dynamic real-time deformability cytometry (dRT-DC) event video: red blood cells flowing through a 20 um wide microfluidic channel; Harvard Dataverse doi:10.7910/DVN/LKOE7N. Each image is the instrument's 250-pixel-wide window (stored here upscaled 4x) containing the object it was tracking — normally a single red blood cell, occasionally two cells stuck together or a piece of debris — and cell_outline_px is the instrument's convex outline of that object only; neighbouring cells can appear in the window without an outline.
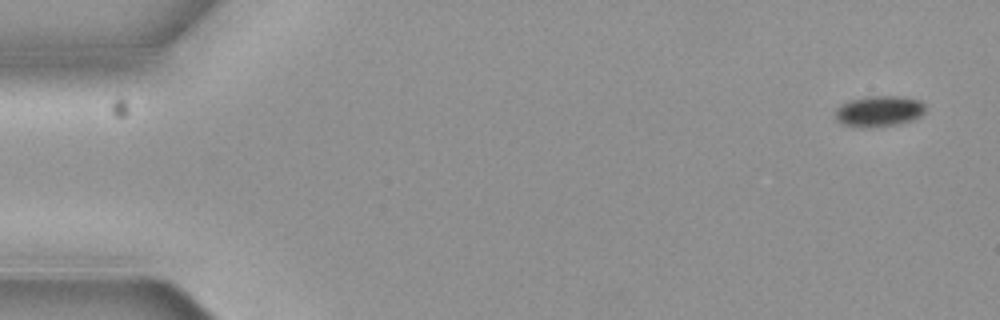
{"species": "common noctule bat (a hibernating species)", "species_latin": "Nyctalus noctula", "temperature_condition": "cold", "stored_images_in_passage": 5, "camera_frame_rate_fps": 3000, "um_per_image_px": 0.085, "animal": {"sex": "female", "body_mass_g": 19.3, "forearm_length_mm": 54.1}, "frame": {"image": 1, "passage_image": 1, "time_ms": 0.0, "image_size_px": [1000, 320], "cell_outline_px": [[924, 112], [920, 116], [912, 120], [872, 128], [860, 128], [840, 124], [836, 120], [836, 108], [840, 104], [848, 100], [868, 96], [900, 96], [920, 100], [924, 104]], "centroid_in_image_um": [74.66, 9.45], "position_along_channel_um": 10.3, "area_um2": 16.36}}
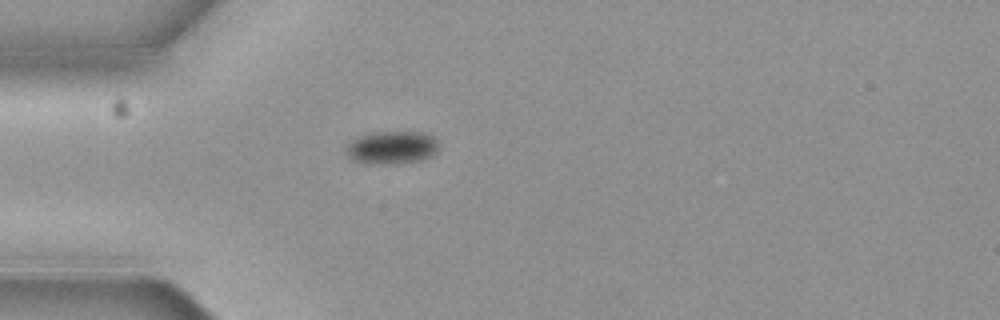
{"frame": {"image": 2, "passage_image": 4, "time_ms": 1.0, "image_size_px": [1000, 320], "cell_outline_px": [[436, 148], [428, 156], [420, 160], [396, 164], [364, 164], [352, 160], [344, 152], [344, 148], [356, 136], [372, 132], [424, 132], [432, 136], [436, 140]], "centroid_in_image_um": [33.18, 12.54], "position_along_channel_um": 51.8, "area_um2": 17.86}}